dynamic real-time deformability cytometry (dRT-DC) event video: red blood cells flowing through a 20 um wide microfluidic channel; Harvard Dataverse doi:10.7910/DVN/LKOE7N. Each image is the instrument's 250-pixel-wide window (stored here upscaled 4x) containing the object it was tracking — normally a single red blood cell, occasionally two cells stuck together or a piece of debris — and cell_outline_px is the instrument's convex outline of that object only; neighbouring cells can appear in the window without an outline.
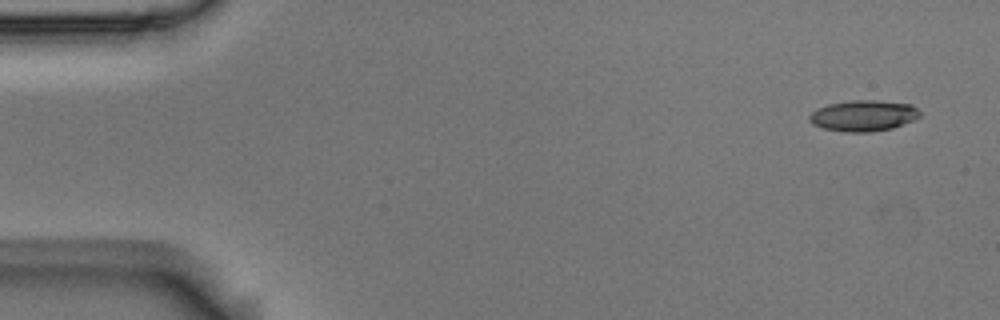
{"species": "Egyptian fruit bat (a non-hibernating species)", "species_latin": "Rousettus aegyptiacus", "temperature_condition": "room temperature", "stored_images_in_passage": 5, "camera_frame_rate_fps": 3000, "um_per_image_px": 0.085, "animal": {"sex": "male"}, "frame": {"image": 1, "passage_image": 1, "time_ms": 0.0, "image_size_px": [1000, 320], "cell_outline_px": [[920, 116], [912, 120], [892, 128], [872, 132], [844, 132], [824, 128], [812, 124], [808, 120], [808, 116], [816, 108], [828, 104], [852, 100], [876, 100], [912, 104], [920, 112]], "centroid_in_image_um": [73.36, 9.83], "position_along_channel_um": 11.6, "area_um2": 20.0}}
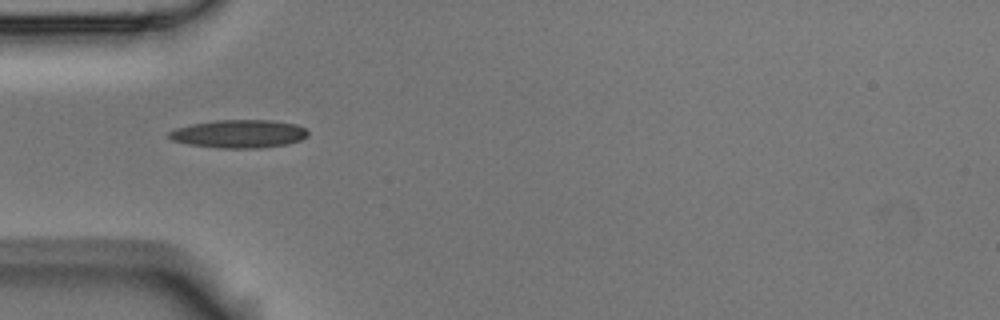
{"frame": {"image": 2, "passage_image": 5, "time_ms": 1.333, "image_size_px": [1000, 320], "cell_outline_px": [[308, 136], [300, 140], [288, 144], [256, 148], [216, 148], [188, 144], [172, 140], [168, 136], [168, 132], [176, 128], [192, 124], [216, 120], [272, 120], [296, 124], [304, 128], [308, 132]], "centroid_in_image_um": [20.31, 11.37], "position_along_channel_um": 64.7, "area_um2": 22.77}}